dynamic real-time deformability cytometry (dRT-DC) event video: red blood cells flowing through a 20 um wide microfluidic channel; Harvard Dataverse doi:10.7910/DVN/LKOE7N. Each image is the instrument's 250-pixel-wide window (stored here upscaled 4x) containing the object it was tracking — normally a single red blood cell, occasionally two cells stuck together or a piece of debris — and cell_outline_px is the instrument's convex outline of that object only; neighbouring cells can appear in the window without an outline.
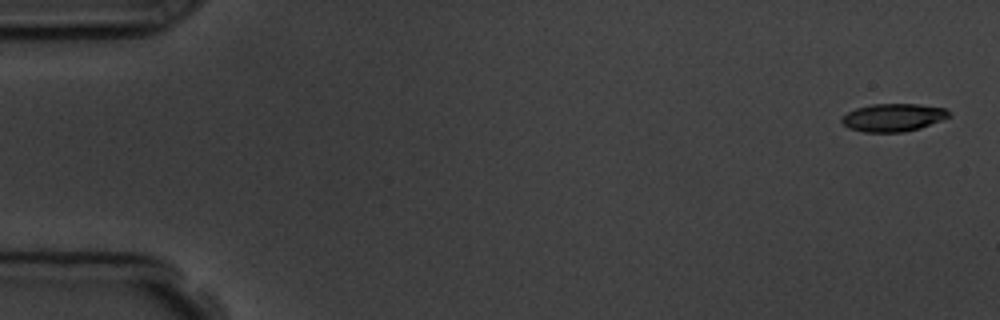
{"species": "common noctule bat (a hibernating species)", "species_latin": "Nyctalus noctula", "temperature_condition": "room temperature", "stored_images_in_passage": 5, "camera_frame_rate_fps": 3000, "um_per_image_px": 0.085, "animal": {"sex": "male", "body_mass_g": 19.5, "forearm_length_mm": 54.6}, "frame": {"image": 1, "passage_image": 1, "time_ms": 0.0, "image_size_px": [1000, 320], "cell_outline_px": [[952, 116], [920, 128], [904, 132], [864, 132], [848, 128], [840, 120], [840, 116], [856, 108], [872, 104], [920, 104], [944, 108]], "centroid_in_image_um": [75.89, 9.99], "position_along_channel_um": 9.1, "area_um2": 17.46}}
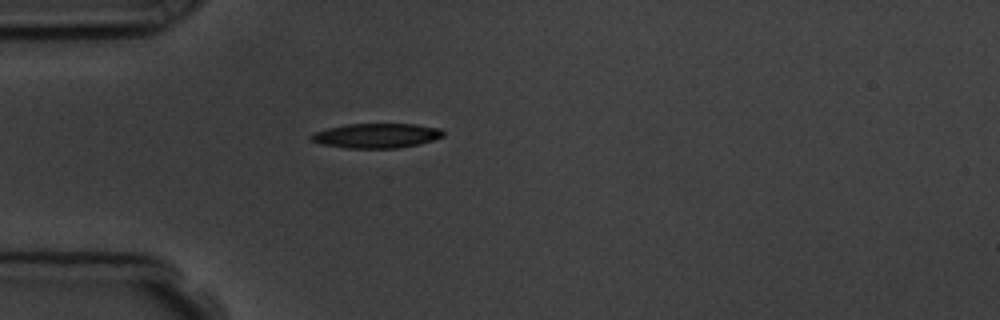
{"frame": {"image": 2, "passage_image": 5, "time_ms": 4.667, "image_size_px": [1000, 320], "cell_outline_px": [[444, 136], [420, 144], [396, 148], [348, 148], [320, 144], [312, 140], [308, 136], [312, 132], [328, 128], [348, 124], [416, 124], [440, 128], [444, 132]], "centroid_in_image_um": [31.99, 11.53], "position_along_channel_um": 53.0, "area_um2": 19.02}}